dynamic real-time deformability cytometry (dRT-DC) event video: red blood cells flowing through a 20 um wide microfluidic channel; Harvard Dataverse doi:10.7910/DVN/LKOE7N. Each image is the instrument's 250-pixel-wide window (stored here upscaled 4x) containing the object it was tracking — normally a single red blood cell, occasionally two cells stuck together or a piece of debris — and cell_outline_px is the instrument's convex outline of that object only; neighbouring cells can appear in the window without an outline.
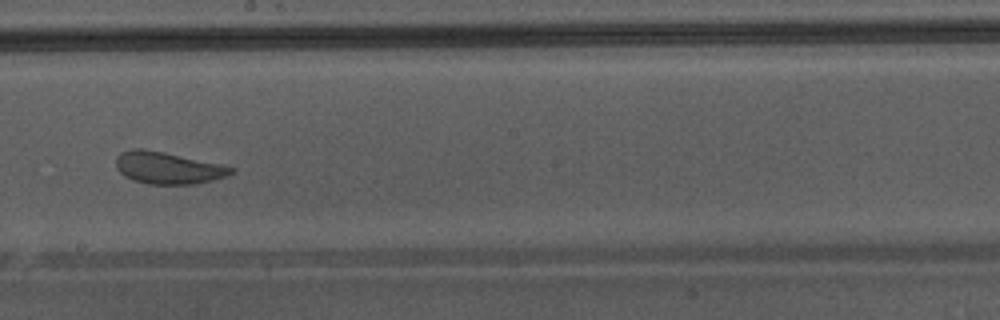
{"species": "Egyptian fruit bat (a non-hibernating species)", "species_latin": "Rousettus aegyptiacus", "temperature_condition": "warm", "stored_images_in_passage": 35, "camera_frame_rate_fps": 3000, "um_per_image_px": 0.085, "animal": {"sex": "male"}, "frame": {"image": 1, "passage_image": 16, "time_ms": 5.0, "image_size_px": [1000, 320], "cell_outline_px": [[236, 172], [212, 180], [196, 184], [148, 184], [132, 180], [124, 176], [116, 168], [116, 156], [120, 152], [132, 148], [144, 148], [224, 164], [236, 168]], "centroid_in_image_um": [14.27, 14.26], "position_along_channel_um": 233.9, "area_um2": 21.79}, "authors_computed_cell_mechanics": {"area_um2": 23.4668, "velocity_mm_per_s": 4.3035, "shape_relaxation_time_tau1_ms": 4.5842, "shape_relaxation_time_tau2_ms": 0.5639, "deformation_change_tau1": 0.0806, "deformation_change_tau2": 0.0723}}